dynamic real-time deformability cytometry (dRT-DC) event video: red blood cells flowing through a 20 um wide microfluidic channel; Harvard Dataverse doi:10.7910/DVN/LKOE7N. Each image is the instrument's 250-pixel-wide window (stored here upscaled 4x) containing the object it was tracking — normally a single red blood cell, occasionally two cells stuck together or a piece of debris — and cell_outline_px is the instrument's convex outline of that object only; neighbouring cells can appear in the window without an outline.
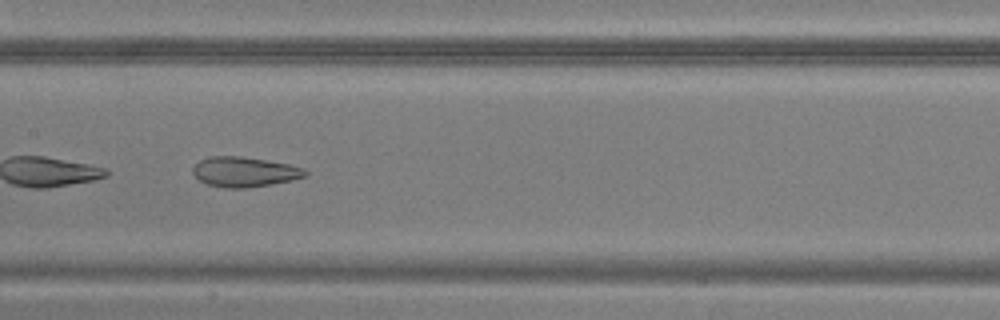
{"species": "common noctule bat (a hibernating species)", "species_latin": "Nyctalus noctula", "temperature_condition": "warm", "stored_images_in_passage": 37, "camera_frame_rate_fps": 3000, "um_per_image_px": 0.085, "animal": {"sex": "male", "body_mass_g": 20.5, "forearm_length_mm": 52.5}, "frame": {"image": 1, "passage_image": 16, "time_ms": 5.0, "image_size_px": [1000, 320], "cell_outline_px": [[308, 176], [292, 180], [248, 188], [224, 188], [208, 184], [200, 180], [192, 172], [192, 168], [200, 160], [208, 156], [240, 156], [288, 164], [304, 168], [308, 172]], "centroid_in_image_um": [20.79, 14.61], "position_along_channel_um": 186.6, "area_um2": 19.59}}